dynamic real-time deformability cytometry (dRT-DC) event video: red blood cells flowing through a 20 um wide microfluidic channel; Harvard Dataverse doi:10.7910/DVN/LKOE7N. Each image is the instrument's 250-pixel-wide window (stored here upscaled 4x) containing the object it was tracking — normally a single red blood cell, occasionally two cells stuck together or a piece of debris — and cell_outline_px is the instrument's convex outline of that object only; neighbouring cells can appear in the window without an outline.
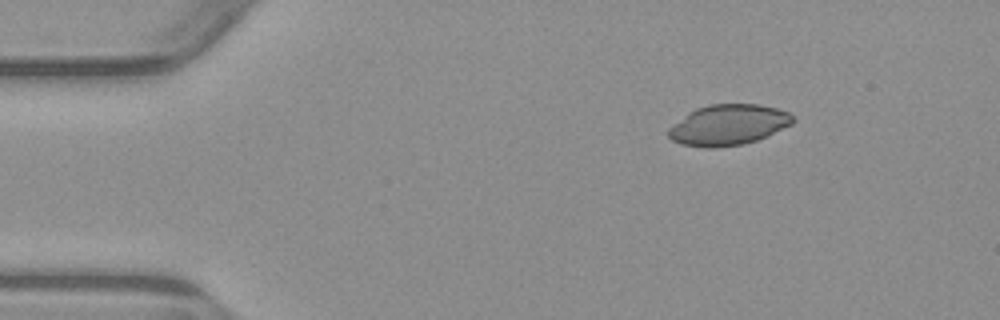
{"species": "common noctule bat (a hibernating species)", "species_latin": "Nyctalus noctula", "temperature_condition": "warm", "stored_images_in_passage": 4, "segment_of_instrument_passage": [1, 2], "camera_frame_rate_fps": 3000, "um_per_image_px": 0.085, "animal": {"sex": "male", "body_mass_g": 23.1, "forearm_length_mm": 52.7}, "frame": {"image": 1, "passage_image": 1, "time_ms": 0.0, "image_size_px": [1000, 320], "cell_outline_px": [[796, 120], [792, 124], [768, 136], [756, 140], [740, 144], [712, 148], [704, 148], [680, 144], [672, 140], [668, 136], [668, 128], [688, 112], [696, 108], [708, 104], [760, 104], [776, 108], [788, 112]], "centroid_in_image_um": [61.89, 10.61], "position_along_channel_um": 23.1, "area_um2": 29.59}}